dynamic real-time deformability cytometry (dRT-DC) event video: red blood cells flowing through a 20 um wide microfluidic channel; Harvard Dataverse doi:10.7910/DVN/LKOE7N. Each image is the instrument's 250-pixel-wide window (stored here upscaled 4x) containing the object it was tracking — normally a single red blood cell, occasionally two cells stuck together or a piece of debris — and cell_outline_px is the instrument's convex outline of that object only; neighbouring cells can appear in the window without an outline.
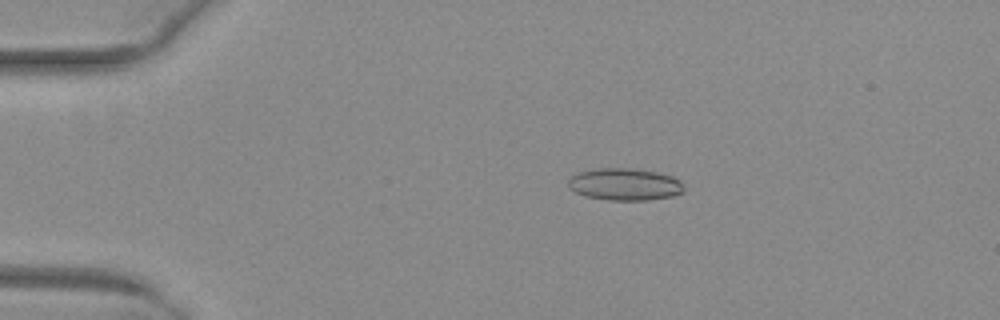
{"species": "common noctule bat (a hibernating species)", "species_latin": "Nyctalus noctula", "temperature_condition": "warm", "stored_images_in_passage": 10, "camera_frame_rate_fps": 3000, "um_per_image_px": 0.085, "animal": {"sex": "female", "body_mass_g": 29.2, "forearm_length_mm": 56.3}, "frame": {"image": 1, "passage_image": 4, "time_ms": 1.0, "image_size_px": [1000, 320], "cell_outline_px": [[684, 192], [672, 196], [648, 200], [608, 200], [584, 196], [568, 188], [568, 180], [572, 176], [580, 172], [596, 168], [632, 168], [656, 172], [672, 176], [680, 180], [684, 184]], "centroid_in_image_um": [53.11, 15.67], "position_along_channel_um": 31.9, "area_um2": 21.79}}